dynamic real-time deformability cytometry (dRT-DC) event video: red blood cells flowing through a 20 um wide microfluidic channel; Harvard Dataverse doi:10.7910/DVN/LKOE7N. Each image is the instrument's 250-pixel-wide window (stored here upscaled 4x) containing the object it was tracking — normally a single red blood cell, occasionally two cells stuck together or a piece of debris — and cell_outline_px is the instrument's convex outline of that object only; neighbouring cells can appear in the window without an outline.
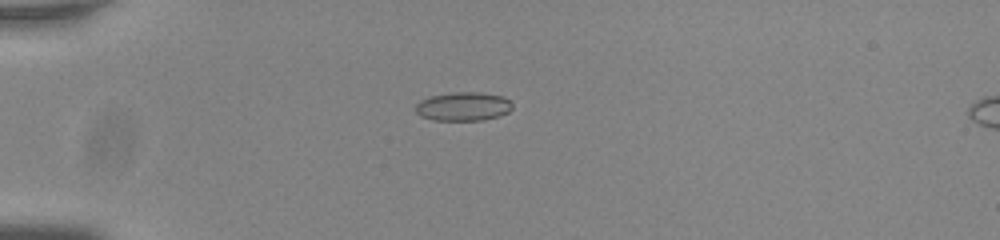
{"species": "common noctule bat (a hibernating species)", "species_latin": "Nyctalus noctula", "temperature_condition": "room temperature", "stored_images_in_passage": 45, "camera_frame_rate_fps": 3000, "um_per_image_px": 0.085, "animal": {"sex": "male", "body_mass_g": 20.0, "forearm_length_mm": 53.3}, "frame": {"image": 1, "passage_image": 5, "time_ms": 1.333, "image_size_px": [1000, 240], "cell_outline_px": [[512, 108], [508, 112], [500, 116], [484, 120], [432, 120], [420, 116], [416, 112], [416, 104], [420, 100], [428, 96], [452, 92], [480, 92], [504, 96], [512, 104]], "centroid_in_image_um": [39.37, 9.04], "position_along_channel_um": 45.6, "area_um2": 16.42}}
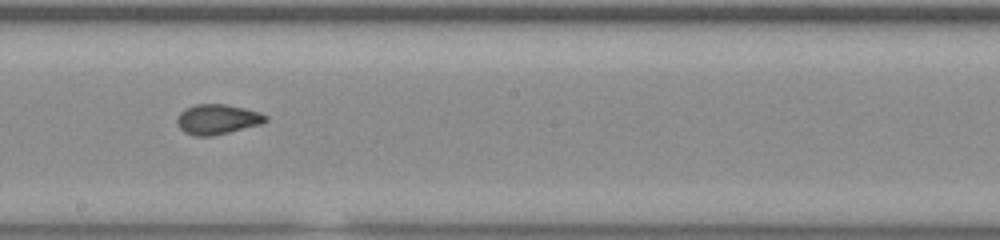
{"frame": {"image": 2, "passage_image": 22, "time_ms": 7.0, "image_size_px": [1000, 240], "cell_outline_px": [[268, 120], [260, 124], [212, 136], [196, 136], [184, 132], [176, 124], [176, 116], [184, 108], [196, 104], [224, 104], [244, 108], [260, 112], [268, 116]], "centroid_in_image_um": [18.44, 10.13], "position_along_channel_um": 229.8, "area_um2": 15.55}}
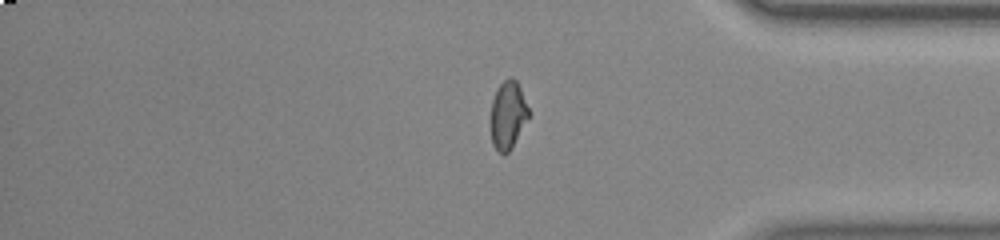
{"frame": {"image": 3, "passage_image": 36, "time_ms": 11.667, "image_size_px": [1000, 240], "cell_outline_px": [[528, 116], [512, 148], [504, 156], [492, 144], [492, 100], [500, 84], [508, 76], [512, 76], [516, 80], [520, 88], [528, 108]], "centroid_in_image_um": [43.17, 9.77], "position_along_channel_um": 392.0, "area_um2": 14.57}, "authors_computed_cell_mechanics": {"area_um2": 15.606, "velocity_mm_per_s": 3.7965, "shape_relaxation_time_tau1_ms": null, "shape_relaxation_time_tau2_ms": 1.267, "deformation_change_tau1": null, "deformation_change_tau2": 0.0645}}